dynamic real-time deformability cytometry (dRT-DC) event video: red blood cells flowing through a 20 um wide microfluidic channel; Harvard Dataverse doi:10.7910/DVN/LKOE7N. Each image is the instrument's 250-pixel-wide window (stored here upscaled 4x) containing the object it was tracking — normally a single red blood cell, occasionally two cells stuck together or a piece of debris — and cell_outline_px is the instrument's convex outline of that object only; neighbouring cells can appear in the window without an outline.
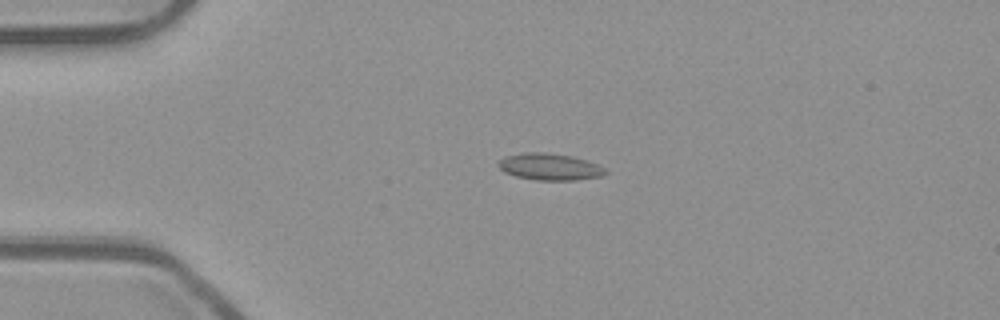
{"species": "common noctule bat (a hibernating species)", "species_latin": "Nyctalus noctula", "temperature_condition": "room temperature", "stored_images_in_passage": 28, "camera_frame_rate_fps": 3000, "um_per_image_px": 0.085, "animal": {"sex": "male", "body_mass_g": 23.1, "forearm_length_mm": 52.7}, "frame": {"image": 1, "passage_image": 13, "time_ms": 4.0, "image_size_px": [1000, 320], "cell_outline_px": [[608, 172], [600, 176], [572, 180], [536, 180], [516, 176], [504, 172], [500, 168], [500, 160], [504, 156], [524, 152], [544, 152], [572, 156], [596, 164], [604, 168]], "centroid_in_image_um": [46.7, 14.17], "position_along_channel_um": 38.3, "area_um2": 16.42}}
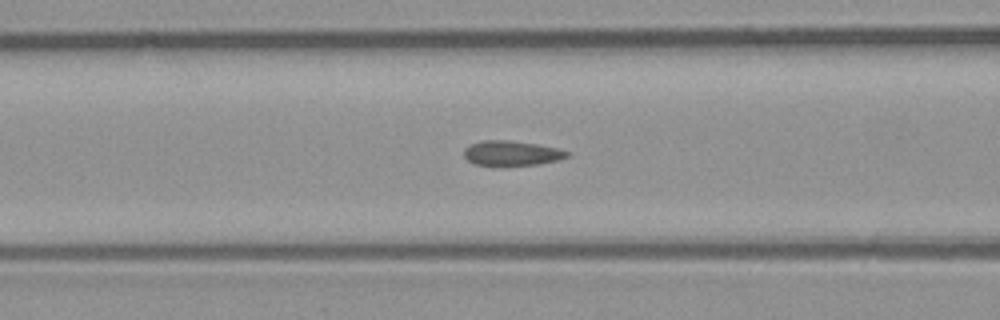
{"frame": {"image": 2, "passage_image": 22, "time_ms": 7.0, "image_size_px": [1000, 320], "cell_outline_px": [[568, 156], [556, 160], [540, 164], [504, 168], [500, 168], [476, 164], [468, 160], [464, 156], [464, 148], [472, 144], [484, 140], [508, 140], [536, 144], [556, 148], [568, 152]], "centroid_in_image_um": [43.44, 13.07], "position_along_channel_um": 123.2, "area_um2": 15.32}}
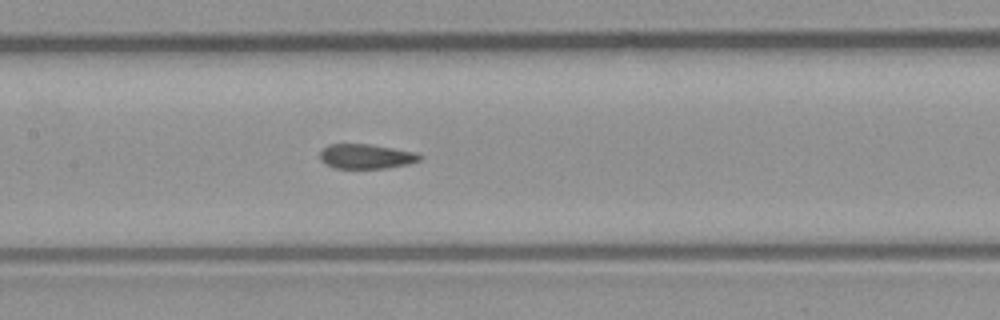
{"frame": {"image": 3, "passage_image": 26, "time_ms": 8.333, "image_size_px": [1000, 320], "cell_outline_px": [[424, 156], [420, 160], [408, 164], [384, 168], [336, 168], [320, 160], [320, 152], [328, 144], [372, 144], [416, 152]], "centroid_in_image_um": [31.15, 13.28], "position_along_channel_um": 176.2, "area_um2": 14.33}}